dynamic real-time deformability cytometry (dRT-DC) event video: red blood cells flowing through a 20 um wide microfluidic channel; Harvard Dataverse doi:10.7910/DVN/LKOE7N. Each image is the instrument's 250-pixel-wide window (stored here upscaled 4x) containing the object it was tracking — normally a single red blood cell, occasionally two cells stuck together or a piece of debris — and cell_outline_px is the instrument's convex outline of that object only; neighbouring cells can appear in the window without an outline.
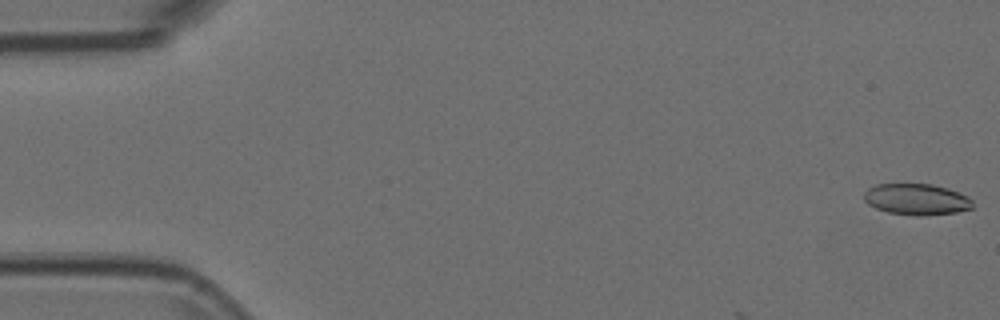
{"species": "Egyptian fruit bat (a non-hibernating species)", "species_latin": "Rousettus aegyptiacus", "temperature_condition": "room temperature", "stored_images_in_passage": 4, "camera_frame_rate_fps": 3000, "um_per_image_px": 0.085, "animal": {"sex": "female"}, "frame": {"image": 1, "passage_image": 1, "time_ms": 0.0, "image_size_px": [1000, 320], "cell_outline_px": [[972, 208], [956, 212], [920, 216], [916, 216], [888, 212], [876, 208], [868, 204], [864, 200], [864, 192], [868, 188], [876, 184], [932, 184], [948, 188], [968, 196], [972, 200]], "centroid_in_image_um": [77.9, 16.94], "position_along_channel_um": 7.1, "area_um2": 19.77}}